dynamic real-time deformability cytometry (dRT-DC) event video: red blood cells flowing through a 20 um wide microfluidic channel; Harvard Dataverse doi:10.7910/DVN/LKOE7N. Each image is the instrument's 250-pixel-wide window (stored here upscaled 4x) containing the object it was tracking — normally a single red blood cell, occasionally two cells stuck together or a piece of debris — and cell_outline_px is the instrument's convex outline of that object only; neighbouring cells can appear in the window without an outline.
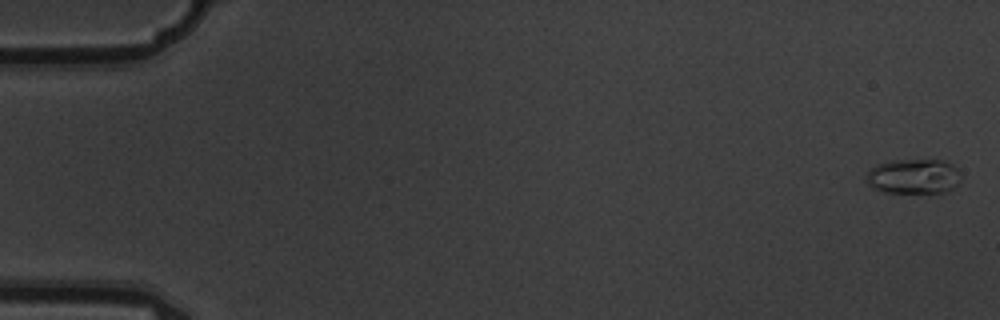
{"species": "common noctule bat (a hibernating species)", "species_latin": "Nyctalus noctula", "temperature_condition": "warm", "stored_images_in_passage": 6, "camera_frame_rate_fps": 3000, "um_per_image_px": 0.085, "animal": {"sex": "male", "body_mass_g": 19.5, "forearm_length_mm": 54.6}, "frame": {"image": 1, "passage_image": 1, "time_ms": 0.0, "image_size_px": [1000, 320], "cell_outline_px": [[960, 184], [944, 192], [884, 192], [872, 188], [864, 180], [868, 172], [876, 164], [892, 160], [940, 160], [952, 164], [956, 168], [960, 176]], "centroid_in_image_um": [77.63, 14.99], "position_along_channel_um": 7.4, "area_um2": 19.25}}